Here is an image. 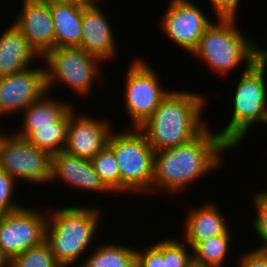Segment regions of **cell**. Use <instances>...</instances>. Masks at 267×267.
<instances>
[{"label": "cell", "instance_id": "1", "mask_svg": "<svg viewBox=\"0 0 267 267\" xmlns=\"http://www.w3.org/2000/svg\"><path fill=\"white\" fill-rule=\"evenodd\" d=\"M232 148L208 127L190 142L156 151L152 190L165 189L170 194L182 191L192 181L221 166V152Z\"/></svg>", "mask_w": 267, "mask_h": 267}, {"label": "cell", "instance_id": "2", "mask_svg": "<svg viewBox=\"0 0 267 267\" xmlns=\"http://www.w3.org/2000/svg\"><path fill=\"white\" fill-rule=\"evenodd\" d=\"M205 103L195 92L171 90L138 129L155 152L184 145L207 128L201 118Z\"/></svg>", "mask_w": 267, "mask_h": 267}, {"label": "cell", "instance_id": "3", "mask_svg": "<svg viewBox=\"0 0 267 267\" xmlns=\"http://www.w3.org/2000/svg\"><path fill=\"white\" fill-rule=\"evenodd\" d=\"M266 66L267 49L258 47V60L253 65H245L236 86L232 117L226 128L217 132L231 148L244 141L253 124L267 125Z\"/></svg>", "mask_w": 267, "mask_h": 267}, {"label": "cell", "instance_id": "4", "mask_svg": "<svg viewBox=\"0 0 267 267\" xmlns=\"http://www.w3.org/2000/svg\"><path fill=\"white\" fill-rule=\"evenodd\" d=\"M47 218L45 241L62 267H69L88 249L100 220V209L75 206L53 211Z\"/></svg>", "mask_w": 267, "mask_h": 267}, {"label": "cell", "instance_id": "5", "mask_svg": "<svg viewBox=\"0 0 267 267\" xmlns=\"http://www.w3.org/2000/svg\"><path fill=\"white\" fill-rule=\"evenodd\" d=\"M217 20L205 30L192 55L220 75L239 67L244 60L246 65H253L258 60L259 46L241 33L236 19Z\"/></svg>", "mask_w": 267, "mask_h": 267}, {"label": "cell", "instance_id": "6", "mask_svg": "<svg viewBox=\"0 0 267 267\" xmlns=\"http://www.w3.org/2000/svg\"><path fill=\"white\" fill-rule=\"evenodd\" d=\"M135 129V130H134ZM110 134L107 146L114 152L120 171V192L151 193L155 150L138 129Z\"/></svg>", "mask_w": 267, "mask_h": 267}, {"label": "cell", "instance_id": "7", "mask_svg": "<svg viewBox=\"0 0 267 267\" xmlns=\"http://www.w3.org/2000/svg\"><path fill=\"white\" fill-rule=\"evenodd\" d=\"M41 58L46 65L47 91L54 87L55 81H61L80 95H90L96 78L103 77L99 67L102 61L79 47H57Z\"/></svg>", "mask_w": 267, "mask_h": 267}, {"label": "cell", "instance_id": "8", "mask_svg": "<svg viewBox=\"0 0 267 267\" xmlns=\"http://www.w3.org/2000/svg\"><path fill=\"white\" fill-rule=\"evenodd\" d=\"M51 155L25 138L0 134V168L17 180L45 183L51 178Z\"/></svg>", "mask_w": 267, "mask_h": 267}, {"label": "cell", "instance_id": "9", "mask_svg": "<svg viewBox=\"0 0 267 267\" xmlns=\"http://www.w3.org/2000/svg\"><path fill=\"white\" fill-rule=\"evenodd\" d=\"M145 62L144 59L134 60L126 74L124 103L133 122L132 128L140 127L170 92L160 86L156 72Z\"/></svg>", "mask_w": 267, "mask_h": 267}, {"label": "cell", "instance_id": "10", "mask_svg": "<svg viewBox=\"0 0 267 267\" xmlns=\"http://www.w3.org/2000/svg\"><path fill=\"white\" fill-rule=\"evenodd\" d=\"M47 218L38 210L21 207L0 215V250L11 258L45 240Z\"/></svg>", "mask_w": 267, "mask_h": 267}, {"label": "cell", "instance_id": "11", "mask_svg": "<svg viewBox=\"0 0 267 267\" xmlns=\"http://www.w3.org/2000/svg\"><path fill=\"white\" fill-rule=\"evenodd\" d=\"M190 0H171L162 19V31L190 54L197 48L205 30L212 24Z\"/></svg>", "mask_w": 267, "mask_h": 267}, {"label": "cell", "instance_id": "12", "mask_svg": "<svg viewBox=\"0 0 267 267\" xmlns=\"http://www.w3.org/2000/svg\"><path fill=\"white\" fill-rule=\"evenodd\" d=\"M47 92L45 68H28L0 77V116L25 110Z\"/></svg>", "mask_w": 267, "mask_h": 267}, {"label": "cell", "instance_id": "13", "mask_svg": "<svg viewBox=\"0 0 267 267\" xmlns=\"http://www.w3.org/2000/svg\"><path fill=\"white\" fill-rule=\"evenodd\" d=\"M75 113L72 107L64 151L91 160L107 146L109 136L111 132H114L111 130L113 127H110L108 121Z\"/></svg>", "mask_w": 267, "mask_h": 267}, {"label": "cell", "instance_id": "14", "mask_svg": "<svg viewBox=\"0 0 267 267\" xmlns=\"http://www.w3.org/2000/svg\"><path fill=\"white\" fill-rule=\"evenodd\" d=\"M22 4V12L13 24L42 57L55 48L50 0H23Z\"/></svg>", "mask_w": 267, "mask_h": 267}, {"label": "cell", "instance_id": "15", "mask_svg": "<svg viewBox=\"0 0 267 267\" xmlns=\"http://www.w3.org/2000/svg\"><path fill=\"white\" fill-rule=\"evenodd\" d=\"M82 37L79 48L101 61L116 57V43L108 18L97 3L83 5Z\"/></svg>", "mask_w": 267, "mask_h": 267}, {"label": "cell", "instance_id": "16", "mask_svg": "<svg viewBox=\"0 0 267 267\" xmlns=\"http://www.w3.org/2000/svg\"><path fill=\"white\" fill-rule=\"evenodd\" d=\"M57 179L71 187L84 189L83 191H107L110 193L96 173L90 159L68 154L64 150L51 157L50 182Z\"/></svg>", "mask_w": 267, "mask_h": 267}, {"label": "cell", "instance_id": "17", "mask_svg": "<svg viewBox=\"0 0 267 267\" xmlns=\"http://www.w3.org/2000/svg\"><path fill=\"white\" fill-rule=\"evenodd\" d=\"M36 57L41 58L13 23L0 35V77L30 68Z\"/></svg>", "mask_w": 267, "mask_h": 267}, {"label": "cell", "instance_id": "18", "mask_svg": "<svg viewBox=\"0 0 267 267\" xmlns=\"http://www.w3.org/2000/svg\"><path fill=\"white\" fill-rule=\"evenodd\" d=\"M185 221L183 240L190 249H193L199 242L223 235L230 229L226 219L214 203L191 209Z\"/></svg>", "mask_w": 267, "mask_h": 267}, {"label": "cell", "instance_id": "19", "mask_svg": "<svg viewBox=\"0 0 267 267\" xmlns=\"http://www.w3.org/2000/svg\"><path fill=\"white\" fill-rule=\"evenodd\" d=\"M55 32V48L79 47L82 37L83 5L50 0Z\"/></svg>", "mask_w": 267, "mask_h": 267}, {"label": "cell", "instance_id": "20", "mask_svg": "<svg viewBox=\"0 0 267 267\" xmlns=\"http://www.w3.org/2000/svg\"><path fill=\"white\" fill-rule=\"evenodd\" d=\"M71 108L69 103L49 98L45 93L23 111L24 122L20 127L21 130L15 134L26 138L34 130V126L51 125L59 121Z\"/></svg>", "mask_w": 267, "mask_h": 267}, {"label": "cell", "instance_id": "21", "mask_svg": "<svg viewBox=\"0 0 267 267\" xmlns=\"http://www.w3.org/2000/svg\"><path fill=\"white\" fill-rule=\"evenodd\" d=\"M70 110L57 122L51 125L34 126V130L25 138L29 143L51 156L64 150Z\"/></svg>", "mask_w": 267, "mask_h": 267}, {"label": "cell", "instance_id": "22", "mask_svg": "<svg viewBox=\"0 0 267 267\" xmlns=\"http://www.w3.org/2000/svg\"><path fill=\"white\" fill-rule=\"evenodd\" d=\"M92 252L79 267H136V250L128 246L104 243Z\"/></svg>", "mask_w": 267, "mask_h": 267}, {"label": "cell", "instance_id": "23", "mask_svg": "<svg viewBox=\"0 0 267 267\" xmlns=\"http://www.w3.org/2000/svg\"><path fill=\"white\" fill-rule=\"evenodd\" d=\"M230 229L223 235L199 242L193 249V263L203 267H223L229 253Z\"/></svg>", "mask_w": 267, "mask_h": 267}, {"label": "cell", "instance_id": "24", "mask_svg": "<svg viewBox=\"0 0 267 267\" xmlns=\"http://www.w3.org/2000/svg\"><path fill=\"white\" fill-rule=\"evenodd\" d=\"M91 162L104 185L111 192L120 193V171L114 152L106 146Z\"/></svg>", "mask_w": 267, "mask_h": 267}, {"label": "cell", "instance_id": "25", "mask_svg": "<svg viewBox=\"0 0 267 267\" xmlns=\"http://www.w3.org/2000/svg\"><path fill=\"white\" fill-rule=\"evenodd\" d=\"M8 267H62L53 255L49 244L44 240L23 253L11 258Z\"/></svg>", "mask_w": 267, "mask_h": 267}, {"label": "cell", "instance_id": "26", "mask_svg": "<svg viewBox=\"0 0 267 267\" xmlns=\"http://www.w3.org/2000/svg\"><path fill=\"white\" fill-rule=\"evenodd\" d=\"M186 242L178 240L163 239V258L165 267H189L193 263V252L187 249ZM189 252H188V251Z\"/></svg>", "mask_w": 267, "mask_h": 267}, {"label": "cell", "instance_id": "27", "mask_svg": "<svg viewBox=\"0 0 267 267\" xmlns=\"http://www.w3.org/2000/svg\"><path fill=\"white\" fill-rule=\"evenodd\" d=\"M15 185H17L16 180L0 168V215L23 207L12 200Z\"/></svg>", "mask_w": 267, "mask_h": 267}, {"label": "cell", "instance_id": "28", "mask_svg": "<svg viewBox=\"0 0 267 267\" xmlns=\"http://www.w3.org/2000/svg\"><path fill=\"white\" fill-rule=\"evenodd\" d=\"M136 267H165L163 240L151 244L146 250H136Z\"/></svg>", "mask_w": 267, "mask_h": 267}, {"label": "cell", "instance_id": "29", "mask_svg": "<svg viewBox=\"0 0 267 267\" xmlns=\"http://www.w3.org/2000/svg\"><path fill=\"white\" fill-rule=\"evenodd\" d=\"M253 198L257 214L252 223L257 236L263 241L262 247L256 249L267 250V203L257 193Z\"/></svg>", "mask_w": 267, "mask_h": 267}, {"label": "cell", "instance_id": "30", "mask_svg": "<svg viewBox=\"0 0 267 267\" xmlns=\"http://www.w3.org/2000/svg\"><path fill=\"white\" fill-rule=\"evenodd\" d=\"M240 0H211L217 19H237Z\"/></svg>", "mask_w": 267, "mask_h": 267}, {"label": "cell", "instance_id": "31", "mask_svg": "<svg viewBox=\"0 0 267 267\" xmlns=\"http://www.w3.org/2000/svg\"><path fill=\"white\" fill-rule=\"evenodd\" d=\"M243 255L239 258V267H267V250L255 248V250Z\"/></svg>", "mask_w": 267, "mask_h": 267}, {"label": "cell", "instance_id": "32", "mask_svg": "<svg viewBox=\"0 0 267 267\" xmlns=\"http://www.w3.org/2000/svg\"><path fill=\"white\" fill-rule=\"evenodd\" d=\"M56 1H61V2H75L81 5H91V4H95L96 1L99 0H56Z\"/></svg>", "mask_w": 267, "mask_h": 267}, {"label": "cell", "instance_id": "33", "mask_svg": "<svg viewBox=\"0 0 267 267\" xmlns=\"http://www.w3.org/2000/svg\"><path fill=\"white\" fill-rule=\"evenodd\" d=\"M8 262V257L0 250V267H8Z\"/></svg>", "mask_w": 267, "mask_h": 267}, {"label": "cell", "instance_id": "34", "mask_svg": "<svg viewBox=\"0 0 267 267\" xmlns=\"http://www.w3.org/2000/svg\"><path fill=\"white\" fill-rule=\"evenodd\" d=\"M266 203H267V192H260L257 193Z\"/></svg>", "mask_w": 267, "mask_h": 267}, {"label": "cell", "instance_id": "35", "mask_svg": "<svg viewBox=\"0 0 267 267\" xmlns=\"http://www.w3.org/2000/svg\"><path fill=\"white\" fill-rule=\"evenodd\" d=\"M189 267H203V266H201V265H197V264H195V263H192Z\"/></svg>", "mask_w": 267, "mask_h": 267}]
</instances>
